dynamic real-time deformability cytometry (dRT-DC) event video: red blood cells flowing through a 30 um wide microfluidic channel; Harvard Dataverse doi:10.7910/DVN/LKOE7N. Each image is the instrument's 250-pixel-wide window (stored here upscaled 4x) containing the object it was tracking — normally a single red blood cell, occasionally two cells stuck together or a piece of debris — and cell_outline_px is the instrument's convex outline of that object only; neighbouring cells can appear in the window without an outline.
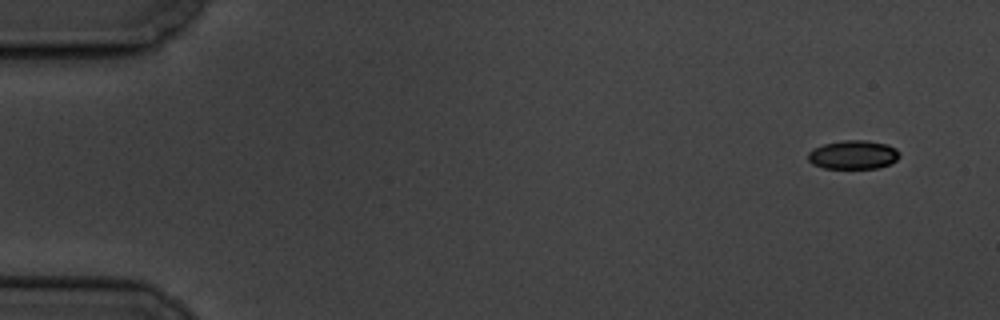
{"species": "common noctule bat (a hibernating species)", "species_latin": "Nyctalus noctula", "temperature_condition": "cold", "stored_images_in_passage": 5, "camera_frame_rate_fps": 3000, "um_per_image_px": 0.085, "animal": {"sex": "male", "body_mass_g": 19.5, "forearm_length_mm": 54.6}, "frame": {"image": 1, "passage_image": 1, "time_ms": 0.0, "image_size_px": [1000, 320], "cell_outline_px": [[900, 156], [896, 160], [888, 164], [876, 168], [824, 168], [812, 164], [808, 160], [808, 152], [812, 148], [824, 144], [844, 140], [868, 140], [888, 144], [896, 148], [900, 152]], "centroid_in_image_um": [72.52, 13.14], "position_along_channel_um": 12.5, "area_um2": 15.43}}
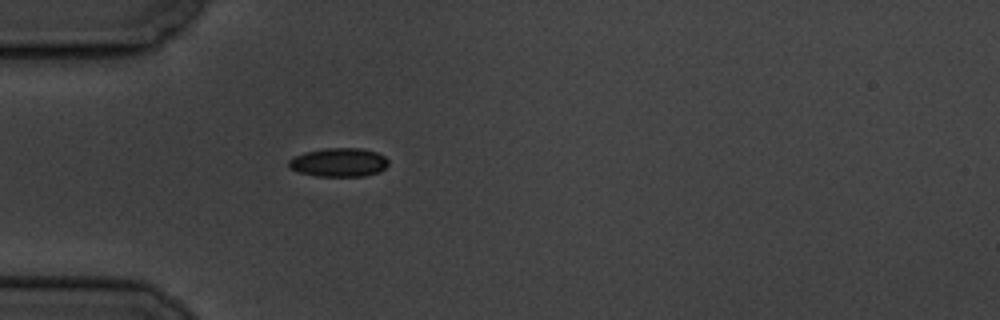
{"frame": {"image": 2, "passage_image": 5, "time_ms": 4.667, "image_size_px": [1000, 320], "cell_outline_px": [[388, 164], [380, 172], [364, 176], [316, 176], [300, 172], [288, 168], [288, 160], [292, 156], [304, 152], [324, 148], [360, 148], [376, 152], [384, 156], [388, 160]], "centroid_in_image_um": [28.77, 13.8], "position_along_channel_um": 56.2, "area_um2": 16.82}}